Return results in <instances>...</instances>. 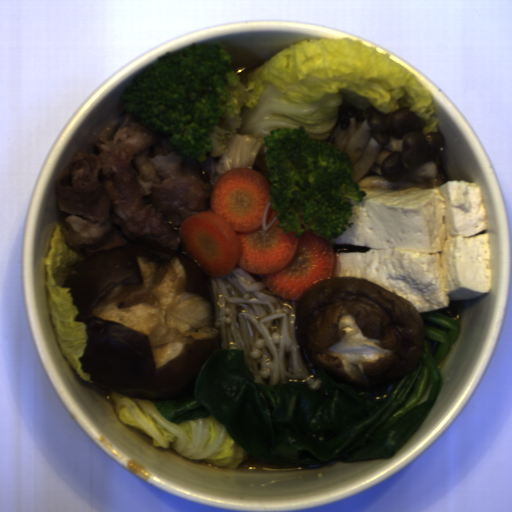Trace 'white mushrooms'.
<instances>
[{
  "label": "white mushrooms",
  "instance_id": "1e6be865",
  "mask_svg": "<svg viewBox=\"0 0 512 512\" xmlns=\"http://www.w3.org/2000/svg\"><path fill=\"white\" fill-rule=\"evenodd\" d=\"M424 126L411 107L382 113L344 101L339 123L325 142L350 156L352 179L360 189L436 188L444 183L438 153L445 137L439 131L423 134Z\"/></svg>",
  "mask_w": 512,
  "mask_h": 512
}]
</instances>
